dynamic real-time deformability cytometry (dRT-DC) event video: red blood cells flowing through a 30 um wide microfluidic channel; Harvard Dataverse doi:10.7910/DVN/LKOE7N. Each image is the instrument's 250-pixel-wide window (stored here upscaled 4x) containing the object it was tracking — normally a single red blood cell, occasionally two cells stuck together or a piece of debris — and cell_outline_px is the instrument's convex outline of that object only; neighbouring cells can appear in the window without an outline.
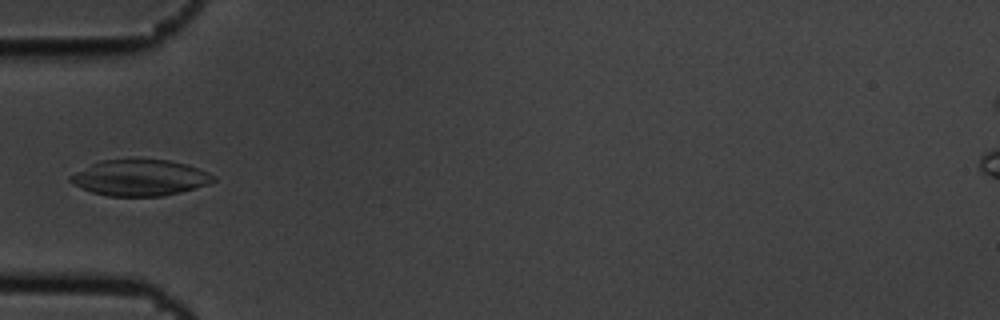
{"species": "common noctule bat (a hibernating species)", "species_latin": "Nyctalus noctula", "temperature_condition": "cold", "stored_images_in_passage": 5, "camera_frame_rate_fps": 3000, "um_per_image_px": 0.085, "animal": {"sex": "male", "body_mass_g": 19.5, "forearm_length_mm": 54.6}, "frame": {"image": 1, "passage_image": 5, "time_ms": 1.333, "image_size_px": [1000, 320], "cell_outline_px": [[216, 180], [208, 184], [180, 192], [164, 196], [108, 196], [92, 192], [80, 188], [72, 184], [68, 180], [68, 176], [100, 160], [132, 156], [168, 160], [184, 164], [208, 172], [216, 176]], "centroid_in_image_um": [11.85, 15.07], "position_along_channel_um": 73.1, "area_um2": 30.81}}